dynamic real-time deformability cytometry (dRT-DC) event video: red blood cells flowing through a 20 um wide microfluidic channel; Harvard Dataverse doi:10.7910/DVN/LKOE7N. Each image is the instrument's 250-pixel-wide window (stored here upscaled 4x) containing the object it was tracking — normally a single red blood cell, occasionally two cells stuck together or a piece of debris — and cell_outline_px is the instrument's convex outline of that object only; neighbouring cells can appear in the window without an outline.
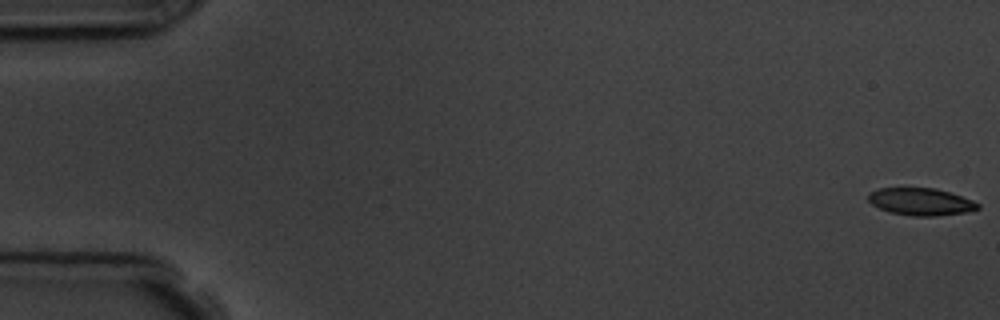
{"species": "common noctule bat (a hibernating species)", "species_latin": "Nyctalus noctula", "temperature_condition": "room temperature", "stored_images_in_passage": 5, "camera_frame_rate_fps": 3000, "um_per_image_px": 0.085, "animal": {"sex": "male", "body_mass_g": 19.5, "forearm_length_mm": 54.6}, "frame": {"image": 1, "passage_image": 1, "time_ms": 0.0, "image_size_px": [1000, 320], "cell_outline_px": [[980, 208], [964, 212], [936, 216], [912, 216], [892, 212], [880, 208], [872, 204], [868, 200], [868, 192], [880, 188], [936, 188], [972, 200], [980, 204]], "centroid_in_image_um": [78.25, 17.14], "position_along_channel_um": 6.7, "area_um2": 17.22}}
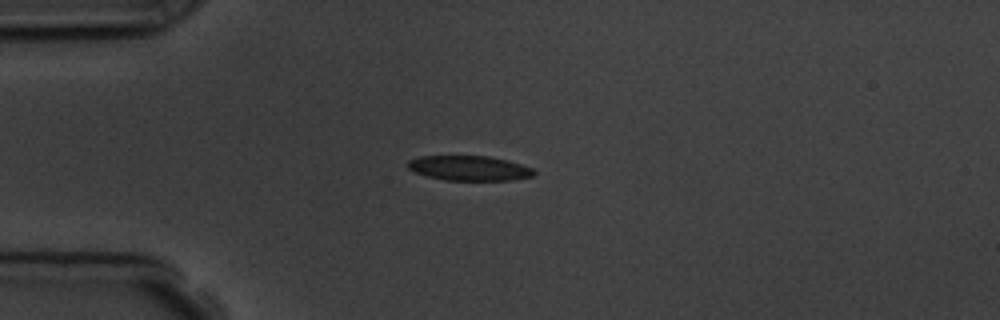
{"frame": {"image": 2, "passage_image": 5, "time_ms": 4.667, "image_size_px": [1000, 320], "cell_outline_px": [[536, 172], [532, 176], [512, 180], [444, 180], [428, 176], [416, 172], [408, 168], [404, 164], [408, 160], [420, 156], [488, 156], [508, 160], [532, 168]], "centroid_in_image_um": [39.86, 14.29], "position_along_channel_um": 45.1, "area_um2": 18.26}}